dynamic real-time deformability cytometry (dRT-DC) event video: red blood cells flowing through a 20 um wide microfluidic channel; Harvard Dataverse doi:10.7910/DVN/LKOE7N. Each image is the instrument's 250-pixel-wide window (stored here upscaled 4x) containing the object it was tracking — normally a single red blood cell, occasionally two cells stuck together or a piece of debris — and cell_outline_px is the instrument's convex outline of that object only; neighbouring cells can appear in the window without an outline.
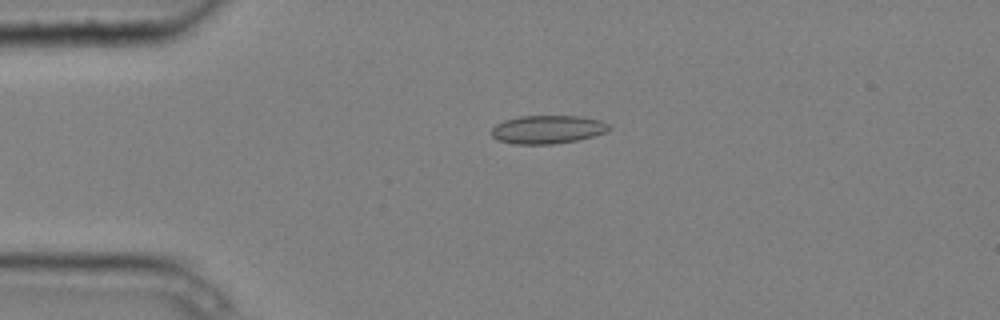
{"species": "common noctule bat (a hibernating species)", "species_latin": "Nyctalus noctula", "temperature_condition": "cold", "stored_images_in_passage": 4, "camera_frame_rate_fps": 3000, "um_per_image_px": 0.085, "animal": {"sex": "male", "body_mass_g": 20.4}, "frame": {"image": 1, "passage_image": 3, "time_ms": 0.667, "image_size_px": [1000, 320], "cell_outline_px": [[608, 132], [580, 140], [552, 144], [512, 144], [496, 140], [492, 136], [492, 128], [496, 124], [504, 120], [520, 116], [580, 116], [600, 120], [608, 124]], "centroid_in_image_um": [46.53, 11.01], "position_along_channel_um": 38.5, "area_um2": 19.54}}